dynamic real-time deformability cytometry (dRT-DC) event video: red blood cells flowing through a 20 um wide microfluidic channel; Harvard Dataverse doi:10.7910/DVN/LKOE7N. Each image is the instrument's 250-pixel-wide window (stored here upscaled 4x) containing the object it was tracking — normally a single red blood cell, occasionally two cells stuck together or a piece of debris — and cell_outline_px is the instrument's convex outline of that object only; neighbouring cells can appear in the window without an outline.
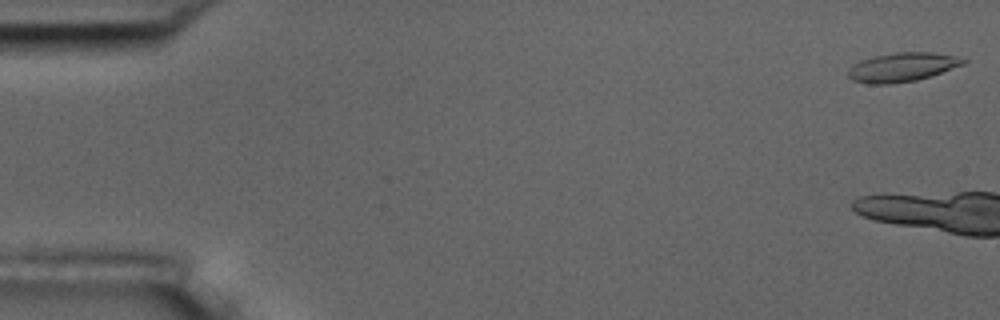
{"species": "common noctule bat (a hibernating species)", "species_latin": "Nyctalus noctula", "temperature_condition": "room temperature", "stored_images_in_passage": 3, "camera_frame_rate_fps": 3000, "um_per_image_px": 0.085, "animal": {"sex": "male", "body_mass_g": 17.5, "forearm_length_mm": 52.3}, "frame": {"image": 1, "passage_image": 1, "time_ms": 0.0, "image_size_px": [1000, 320], "cell_outline_px": [[968, 60], [964, 64], [916, 80], [888, 84], [868, 84], [852, 80], [848, 76], [848, 68], [860, 60], [872, 56], [896, 52], [932, 52], [956, 56]], "centroid_in_image_um": [76.64, 5.7], "position_along_channel_um": 8.4, "area_um2": 19.36}}